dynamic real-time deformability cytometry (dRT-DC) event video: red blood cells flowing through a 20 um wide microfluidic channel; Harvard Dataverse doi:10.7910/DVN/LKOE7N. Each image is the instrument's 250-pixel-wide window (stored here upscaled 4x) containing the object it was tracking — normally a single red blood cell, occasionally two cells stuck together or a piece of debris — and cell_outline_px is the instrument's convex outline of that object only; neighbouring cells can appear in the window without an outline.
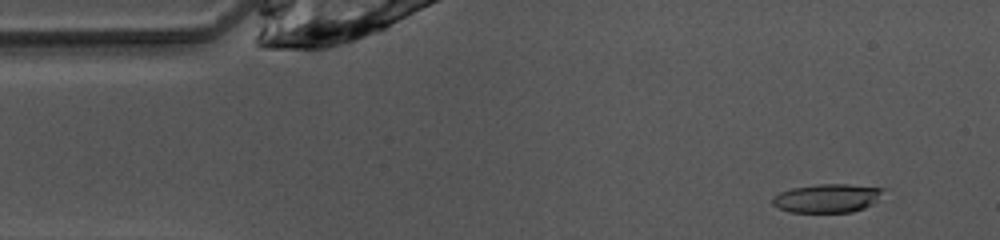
{"species": "common noctule bat (a hibernating species)", "species_latin": "Nyctalus noctula", "temperature_condition": "warm", "stored_images_in_passage": 45, "camera_frame_rate_fps": 3000, "um_per_image_px": 0.085, "animal": {"sex": "female", "body_mass_g": 10.0, "forearm_length_mm": 53.1}, "frame": {"image": 1, "passage_image": 1, "time_ms": 0.0, "image_size_px": [1000, 240], "cell_outline_px": [[884, 188], [872, 204], [864, 208], [852, 212], [788, 212], [772, 204], [772, 196], [780, 192], [792, 188], [820, 184], [848, 184]], "centroid_in_image_um": [70.26, 16.85], "position_along_channel_um": 14.7, "area_um2": 18.26}}
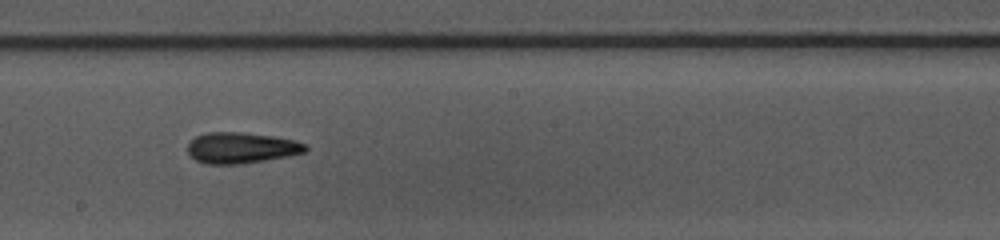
{"frame": {"image": 2, "passage_image": 22, "time_ms": 7.0, "image_size_px": [1000, 240], "cell_outline_px": [[308, 148], [304, 152], [288, 156], [240, 164], [204, 164], [196, 160], [188, 152], [188, 144], [196, 136], [208, 132], [240, 132], [272, 136], [292, 140], [308, 144]], "centroid_in_image_um": [20.5, 12.57], "position_along_channel_um": 227.7, "area_um2": 21.1}}
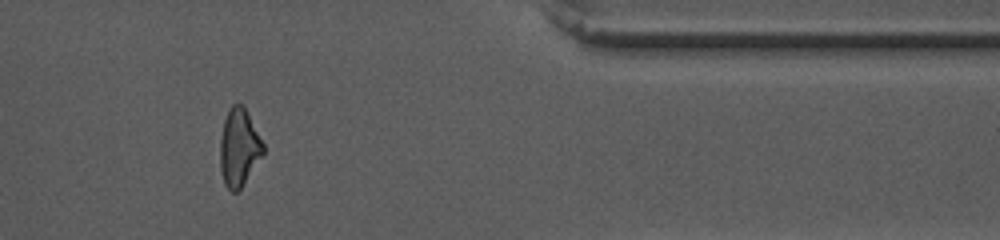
{"frame": {"image": 3, "passage_image": 36, "time_ms": 11.667, "image_size_px": [1000, 240], "cell_outline_px": [[264, 152], [240, 188], [236, 192], [232, 192], [224, 184], [220, 168], [220, 140], [224, 120], [228, 108], [232, 104], [244, 104], [264, 144]], "centroid_in_image_um": [20.3, 12.49], "position_along_channel_um": 391.1, "area_um2": 19.42}, "authors_computed_cell_mechanics": {"area_um2": 20.4034, "velocity_mm_per_s": 4.0999, "shape_relaxation_time_tau1_ms": 5.3707, "shape_relaxation_time_tau2_ms": 4.431, "deformation_change_tau1": 0.1887, "deformation_change_tau2": 0.1589}}